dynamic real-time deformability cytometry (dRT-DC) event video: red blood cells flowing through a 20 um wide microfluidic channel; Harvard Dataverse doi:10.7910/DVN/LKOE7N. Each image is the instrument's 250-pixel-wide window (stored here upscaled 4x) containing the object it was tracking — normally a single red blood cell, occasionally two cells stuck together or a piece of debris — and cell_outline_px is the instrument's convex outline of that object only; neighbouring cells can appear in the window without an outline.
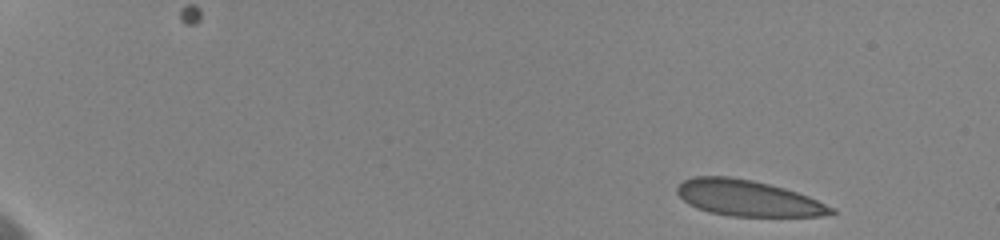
{"species": "human", "species_latin": "Homo sapiens", "temperature_condition": "cold", "stored_images_in_passage": 10, "camera_frame_rate_fps": 3000, "um_per_image_px": 0.085, "donor": {"sex": "female"}, "frame": {"image": 1, "passage_image": 1, "time_ms": 0.0, "image_size_px": [1000, 240], "cell_outline_px": [[836, 212], [820, 216], [728, 216], [708, 212], [696, 208], [688, 204], [676, 192], [676, 188], [684, 180], [692, 176], [728, 176], [752, 180], [784, 188], [808, 196], [836, 208]], "centroid_in_image_um": [63.55, 16.84], "position_along_channel_um": 21.4, "area_um2": 32.25}}
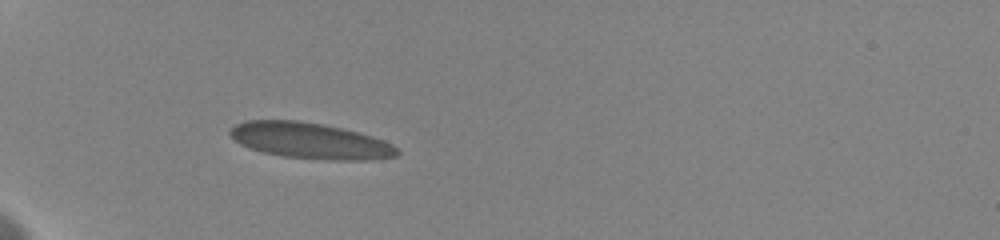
{"frame": {"image": 2, "passage_image": 7, "time_ms": 4.667, "image_size_px": [1000, 240], "cell_outline_px": [[400, 152], [396, 156], [368, 160], [332, 160], [284, 156], [264, 152], [248, 148], [240, 144], [228, 132], [236, 124], [244, 120], [300, 120], [340, 128], [372, 136], [384, 140], [392, 144]], "centroid_in_image_um": [26.35, 11.96], "position_along_channel_um": 58.6, "area_um2": 34.74}}